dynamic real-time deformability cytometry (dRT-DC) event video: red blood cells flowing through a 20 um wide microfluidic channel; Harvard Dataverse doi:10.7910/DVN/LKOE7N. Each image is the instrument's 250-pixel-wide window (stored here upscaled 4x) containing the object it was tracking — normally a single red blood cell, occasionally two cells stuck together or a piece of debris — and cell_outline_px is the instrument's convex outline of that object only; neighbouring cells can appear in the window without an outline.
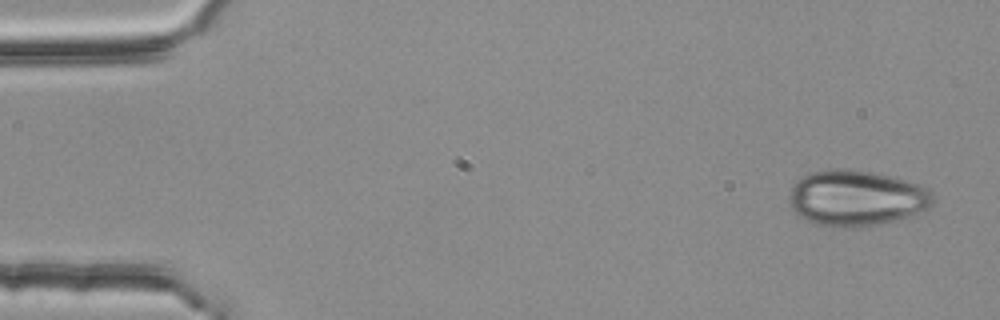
{"species": "common noctule bat (a hibernating species)", "species_latin": "Nyctalus noctula", "temperature_condition": "room temperature", "stored_images_in_passage": 3, "camera_frame_rate_fps": 3000, "um_per_image_px": 0.085, "animal": {"sex": "female", "body_mass_g": 25.1}, "frame": {"image": 1, "passage_image": 1, "time_ms": 0.0, "image_size_px": [1000, 320], "cell_outline_px": [[936, 200], [928, 208], [912, 216], [896, 220], [856, 228], [840, 228], [816, 224], [800, 216], [792, 208], [788, 200], [792, 188], [796, 180], [812, 172], [868, 172], [888, 176], [904, 180], [928, 188], [932, 192]], "centroid_in_image_um": [72.83, 16.9], "position_along_channel_um": 12.2, "area_um2": 45.72}}